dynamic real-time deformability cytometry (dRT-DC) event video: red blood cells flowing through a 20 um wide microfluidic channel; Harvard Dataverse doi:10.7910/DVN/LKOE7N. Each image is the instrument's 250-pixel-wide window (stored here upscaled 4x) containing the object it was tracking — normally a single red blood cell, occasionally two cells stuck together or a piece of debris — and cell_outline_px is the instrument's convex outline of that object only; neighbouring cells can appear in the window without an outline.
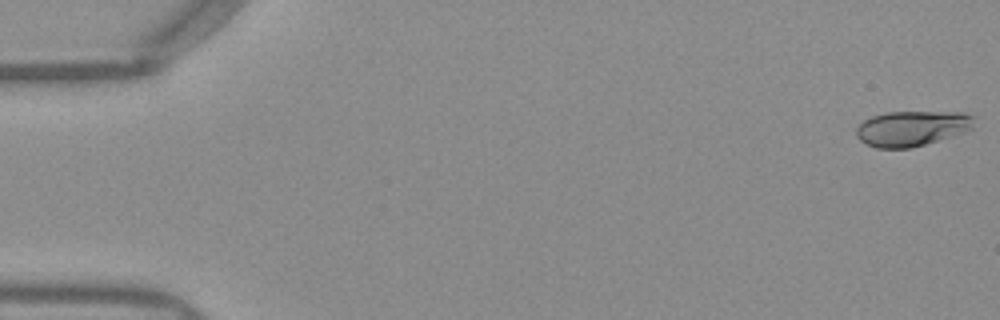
{"species": "Egyptian fruit bat (a non-hibernating species)", "species_latin": "Rousettus aegyptiacus", "temperature_condition": "warm", "stored_images_in_passage": 51, "camera_frame_rate_fps": 3000, "um_per_image_px": 0.085, "frame": {"image": 1, "passage_image": 1, "time_ms": 0.0, "image_size_px": [1000, 320], "cell_outline_px": [[972, 128], [964, 132], [912, 148], [876, 148], [864, 144], [856, 136], [856, 128], [864, 120], [872, 116], [888, 112], [964, 112], [972, 116]], "centroid_in_image_um": [77.46, 10.92], "position_along_channel_um": 7.5, "area_um2": 24.1}}
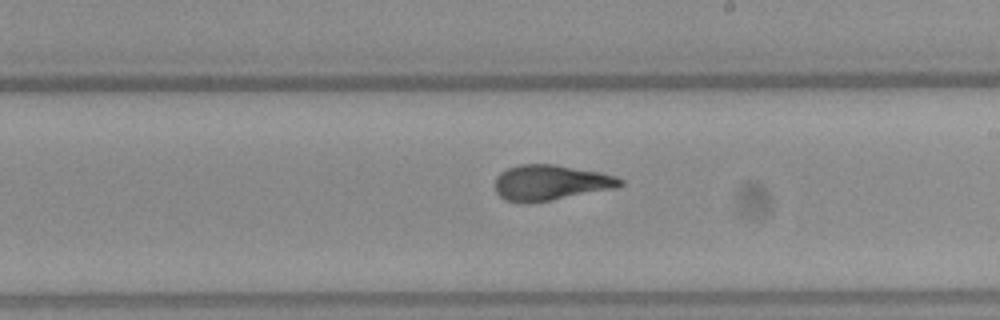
{"frame": {"image": 2, "passage_image": 30, "time_ms": 9.667, "image_size_px": [1000, 320], "cell_outline_px": [[624, 184], [616, 188], [552, 200], [524, 204], [508, 200], [500, 196], [496, 192], [496, 176], [500, 172], [508, 168], [520, 164], [556, 164], [600, 172], [616, 176], [624, 180]], "centroid_in_image_um": [46.82, 15.52], "position_along_channel_um": 242.2, "area_um2": 26.01}}
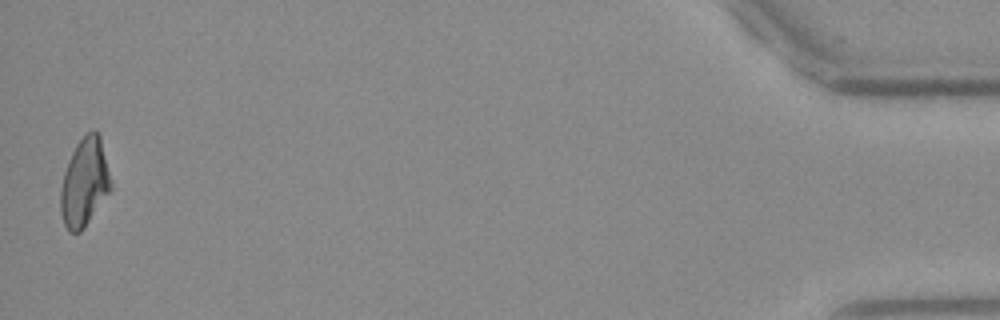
{"frame": {"image": 3, "passage_image": 51, "time_ms": 16.667, "image_size_px": [1000, 320], "cell_outline_px": [[112, 188], [84, 228], [80, 232], [68, 232], [64, 224], [60, 212], [60, 188], [64, 172], [68, 160], [76, 144], [92, 128], [96, 128], [100, 136], [112, 180]], "centroid_in_image_um": [7.18, 15.5], "position_along_channel_um": 428.0, "area_um2": 26.01}, "authors_computed_cell_mechanics": {"area_um2": 25.5476, "velocity_mm_per_s": 3.9539, "shape_relaxation_time_tau1_ms": 10.721, "shape_relaxation_time_tau2_ms": 0.8293, "deformation_change_tau1": 0.281, "deformation_change_tau2": 0.0539}}